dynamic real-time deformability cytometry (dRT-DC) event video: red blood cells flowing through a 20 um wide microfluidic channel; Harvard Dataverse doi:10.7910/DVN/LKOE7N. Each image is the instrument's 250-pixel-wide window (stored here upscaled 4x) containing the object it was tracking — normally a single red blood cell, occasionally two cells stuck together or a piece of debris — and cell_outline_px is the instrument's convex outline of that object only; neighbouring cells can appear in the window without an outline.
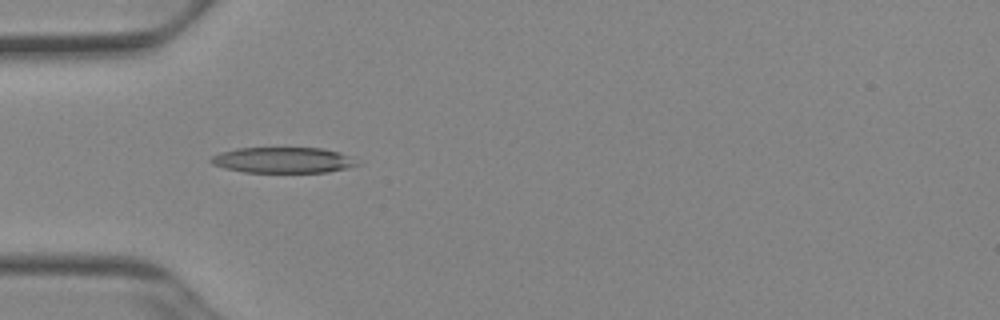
{"species": "Egyptian fruit bat (a non-hibernating species)", "species_latin": "Rousettus aegyptiacus", "temperature_condition": "cold", "stored_images_in_passage": 36, "camera_frame_rate_fps": 3000, "um_per_image_px": 0.085, "animal": {"sex": "female"}, "frame": {"image": 1, "passage_image": 1, "time_ms": 0.0, "image_size_px": [1000, 320], "cell_outline_px": [[364, 164], [328, 172], [244, 172], [224, 168], [212, 164], [208, 160], [212, 156], [220, 152], [236, 148], [324, 148], [340, 152]], "centroid_in_image_um": [24.06, 13.61], "position_along_channel_um": 60.9, "area_um2": 22.08}}
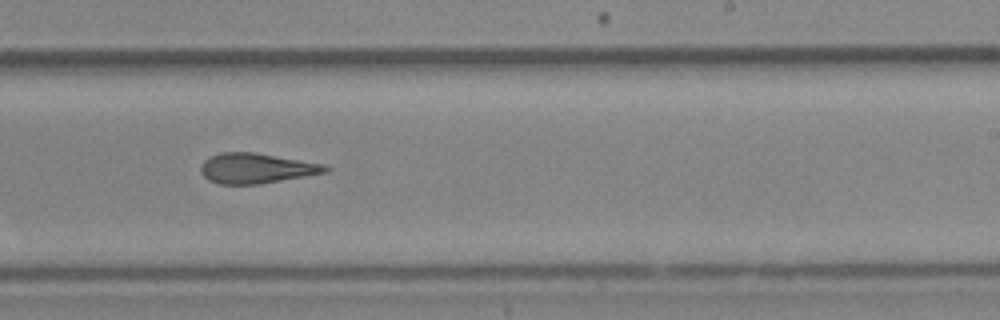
{"frame": {"image": 2, "passage_image": 17, "time_ms": 5.333, "image_size_px": [1000, 320], "cell_outline_px": [[332, 168], [328, 172], [260, 184], [220, 184], [208, 180], [200, 172], [200, 164], [208, 156], [220, 152], [252, 152], [324, 164]], "centroid_in_image_um": [21.75, 14.3], "position_along_channel_um": 267.2, "area_um2": 21.96}}
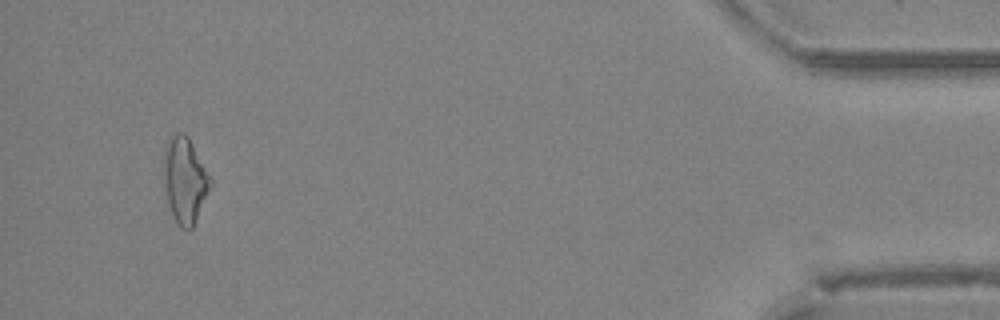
{"frame": {"image": 3, "passage_image": 34, "time_ms": 11.0, "image_size_px": [1000, 320], "cell_outline_px": [[212, 184], [196, 220], [192, 228], [188, 232], [180, 228], [176, 224], [172, 216], [164, 192], [164, 148], [168, 140], [176, 132], [184, 132], [188, 136], [212, 180]], "centroid_in_image_um": [15.69, 15.35], "position_along_channel_um": 419.5, "area_um2": 23.52}, "authors_computed_cell_mechanics": {"area_um2": 22.2241, "velocity_mm_per_s": 3.9413, "shape_relaxation_time_tau1_ms": 10.8826, "shape_relaxation_time_tau2_ms": 3.3368, "deformation_change_tau1": 0.229, "deformation_change_tau2": 0.1366}}